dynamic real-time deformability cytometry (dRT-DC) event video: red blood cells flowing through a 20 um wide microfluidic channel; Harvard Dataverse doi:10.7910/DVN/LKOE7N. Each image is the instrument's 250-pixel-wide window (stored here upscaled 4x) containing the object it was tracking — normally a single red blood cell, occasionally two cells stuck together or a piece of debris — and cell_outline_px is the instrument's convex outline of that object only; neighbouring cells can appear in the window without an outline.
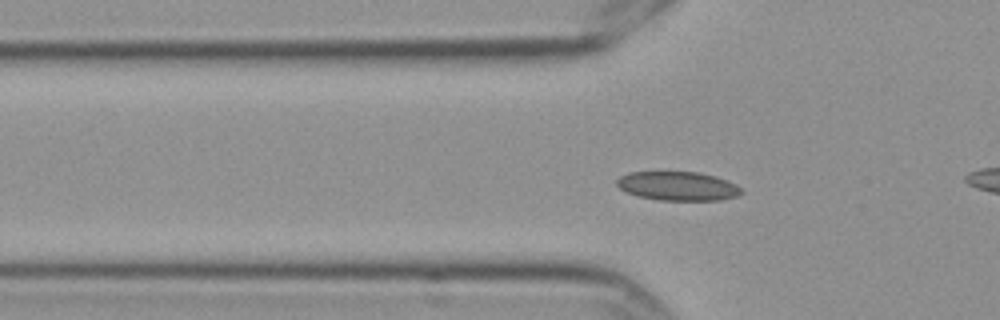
{"species": "Egyptian fruit bat (a non-hibernating species)", "species_latin": "Rousettus aegyptiacus", "temperature_condition": "cold", "stored_images_in_passage": 49, "camera_frame_rate_fps": 3000, "um_per_image_px": 0.085, "frame": {"image": 1, "passage_image": 9, "time_ms": 2.667, "image_size_px": [1000, 320], "cell_outline_px": [[744, 192], [736, 196], [720, 200], [660, 200], [636, 196], [624, 192], [616, 184], [616, 180], [620, 176], [628, 172], [700, 172], [716, 176], [736, 184]], "centroid_in_image_um": [57.59, 15.81], "position_along_channel_um": 68.2, "area_um2": 21.15}}
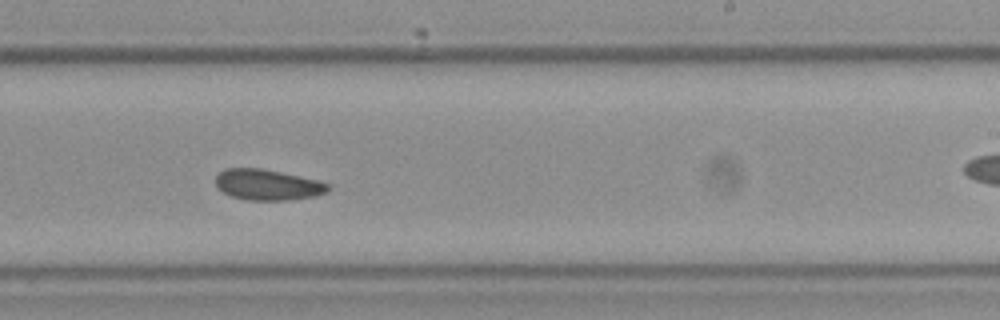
{"frame": {"image": 2, "passage_image": 26, "time_ms": 8.333, "image_size_px": [1000, 320], "cell_outline_px": [[328, 192], [312, 196], [288, 200], [244, 200], [232, 196], [216, 188], [216, 176], [224, 168], [260, 168], [280, 172], [316, 180], [328, 184]], "centroid_in_image_um": [22.68, 15.7], "position_along_channel_um": 266.3, "area_um2": 19.94}}
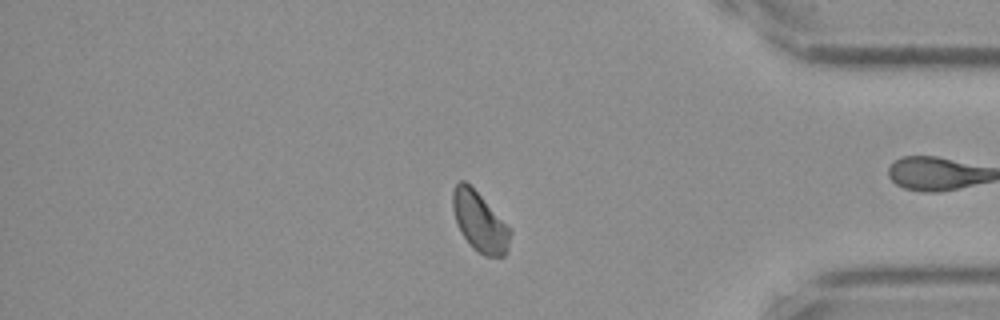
{"frame": {"image": 3, "passage_image": 39, "time_ms": 12.667, "image_size_px": [1000, 320], "cell_outline_px": [[512, 232], [508, 248], [504, 256], [484, 256], [464, 236], [456, 220], [452, 208], [452, 192], [456, 184], [460, 180], [464, 180], [512, 228]], "centroid_in_image_um": [40.81, 18.84], "position_along_channel_um": 394.4, "area_um2": 19.48}}